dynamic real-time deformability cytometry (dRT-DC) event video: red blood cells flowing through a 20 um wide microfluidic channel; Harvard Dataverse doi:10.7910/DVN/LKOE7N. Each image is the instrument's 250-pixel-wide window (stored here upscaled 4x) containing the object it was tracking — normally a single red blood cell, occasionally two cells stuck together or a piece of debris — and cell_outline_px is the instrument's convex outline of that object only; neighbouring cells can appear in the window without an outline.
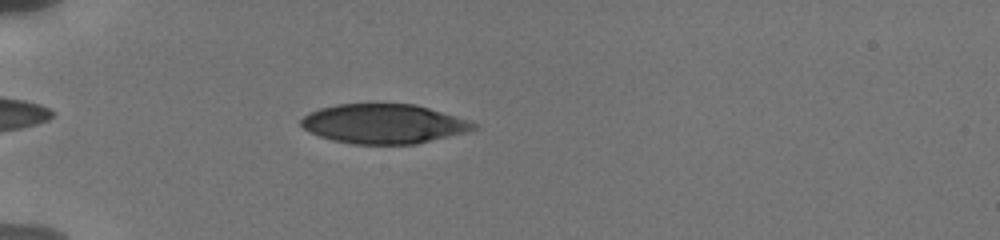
{"species": "human", "species_latin": "Homo sapiens", "temperature_condition": "cold", "stored_images_in_passage": 22, "camera_frame_rate_fps": 3000, "um_per_image_px": 0.085, "donor": {"sex": "male"}, "frame": {"image": 1, "passage_image": 14, "time_ms": 5.333, "image_size_px": [1000, 240], "cell_outline_px": [[480, 128], [416, 144], [352, 144], [332, 140], [308, 132], [300, 124], [300, 120], [308, 112], [320, 108], [336, 104], [416, 104], [468, 120], [480, 124]], "centroid_in_image_um": [32.6, 10.52], "position_along_channel_um": 52.4, "area_um2": 39.71}}
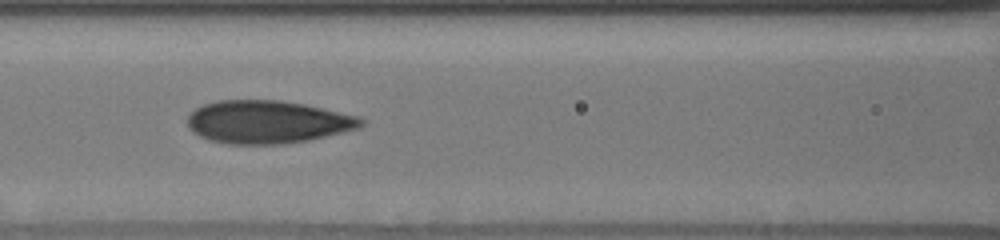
{"frame": {"image": 2, "passage_image": 20, "time_ms": 8.333, "image_size_px": [1000, 240], "cell_outline_px": [[364, 124], [360, 128], [308, 140], [284, 144], [228, 144], [208, 140], [192, 132], [188, 128], [188, 116], [196, 108], [204, 104], [216, 100], [280, 100], [304, 104], [360, 116], [364, 120]], "centroid_in_image_um": [22.74, 10.37], "position_along_channel_um": 143.9, "area_um2": 43.58}}
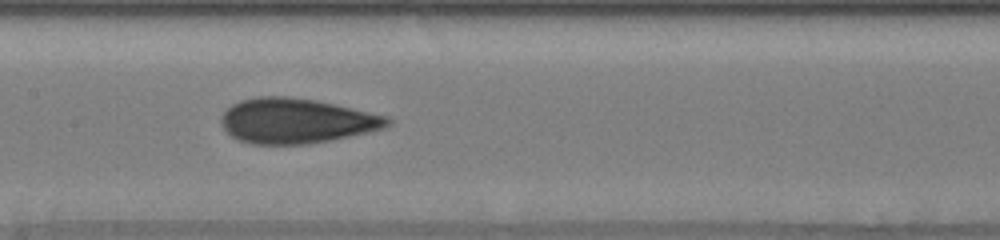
{"frame": {"image": 3, "passage_image": 21, "time_ms": 9.333, "image_size_px": [1000, 240], "cell_outline_px": [[392, 124], [384, 128], [368, 132], [308, 144], [252, 144], [240, 140], [232, 136], [220, 124], [220, 116], [232, 104], [240, 100], [260, 96], [284, 96], [316, 100], [388, 116], [392, 120]], "centroid_in_image_um": [25.18, 10.26], "position_along_channel_um": 182.2, "area_um2": 43.47}}